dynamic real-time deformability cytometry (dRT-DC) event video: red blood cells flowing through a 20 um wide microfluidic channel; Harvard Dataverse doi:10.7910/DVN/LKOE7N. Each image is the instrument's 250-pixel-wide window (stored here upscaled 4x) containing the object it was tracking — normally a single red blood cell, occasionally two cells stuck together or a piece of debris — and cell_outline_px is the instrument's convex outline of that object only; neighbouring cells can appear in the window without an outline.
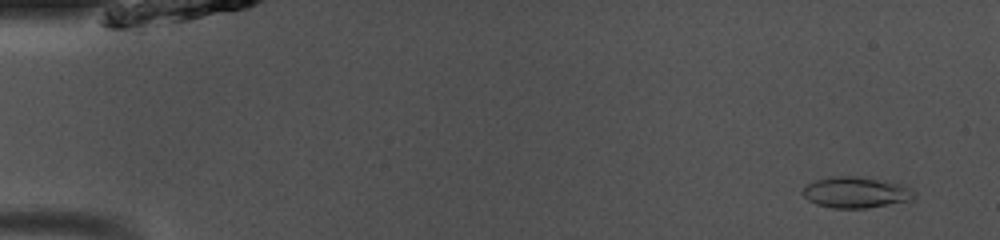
{"species": "common noctule bat (a hibernating species)", "species_latin": "Nyctalus noctula", "temperature_condition": "room temperature", "stored_images_in_passage": 49, "camera_frame_rate_fps": 3000, "um_per_image_px": 0.085, "animal": {"sex": "male", "body_mass_g": 13.0, "forearm_length_mm": 53.1}, "frame": {"image": 1, "passage_image": 3, "time_ms": 0.667, "image_size_px": [1000, 240], "cell_outline_px": [[916, 196], [912, 200], [868, 208], [832, 208], [816, 204], [808, 200], [800, 192], [804, 184], [816, 180], [832, 176], [872, 176], [904, 184], [912, 188], [916, 192]], "centroid_in_image_um": [72.79, 16.32], "position_along_channel_um": 12.2, "area_um2": 20.98}}
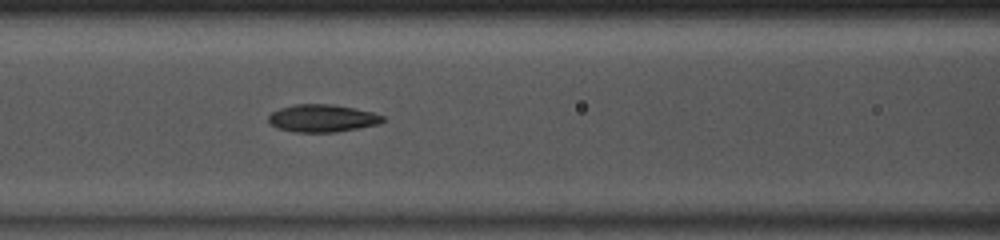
{"frame": {"image": 2, "passage_image": 21, "time_ms": 6.667, "image_size_px": [1000, 240], "cell_outline_px": [[388, 120], [380, 124], [336, 132], [296, 132], [276, 128], [268, 120], [268, 116], [272, 112], [280, 108], [296, 104], [332, 104], [372, 112], [384, 116]], "centroid_in_image_um": [27.42, 10.05], "position_along_channel_um": 139.2, "area_um2": 18.38}}
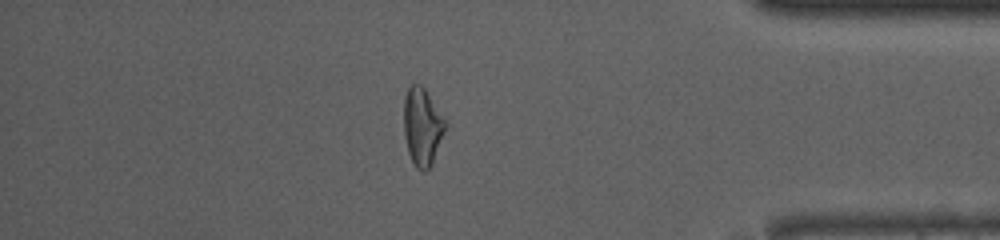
{"frame": {"image": 3, "passage_image": 42, "time_ms": 13.667, "image_size_px": [1000, 240], "cell_outline_px": [[448, 124], [432, 160], [428, 168], [424, 172], [420, 172], [416, 168], [408, 152], [404, 136], [404, 96], [408, 88], [412, 84], [420, 84], [424, 88]], "centroid_in_image_um": [35.88, 10.75], "position_along_channel_um": 399.3, "area_um2": 18.5}, "authors_computed_cell_mechanics": {"area_um2": 18.496, "velocity_mm_per_s": 4.1017, "shape_relaxation_time_tau1_ms": null, "shape_relaxation_time_tau2_ms": 1.5542, "deformation_change_tau1": null, "deformation_change_tau2": 0.0885}}